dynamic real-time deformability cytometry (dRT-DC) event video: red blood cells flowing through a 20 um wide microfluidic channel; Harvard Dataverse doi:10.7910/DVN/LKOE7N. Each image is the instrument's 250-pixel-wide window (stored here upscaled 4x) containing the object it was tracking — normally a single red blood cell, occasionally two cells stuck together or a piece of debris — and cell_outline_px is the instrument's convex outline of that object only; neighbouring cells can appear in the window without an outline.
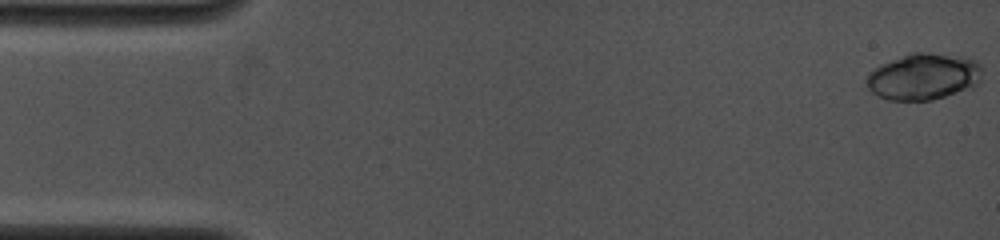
{"species": "common noctule bat (a hibernating species)", "species_latin": "Nyctalus noctula", "temperature_condition": "cold", "stored_images_in_passage": 5, "camera_frame_rate_fps": 4000, "um_per_image_px": 0.085, "animal": {"sex": "female", "body_mass_g": 19.0, "forearm_length_mm": 53.3}, "frame": {"image": 1, "passage_image": 1, "time_ms": 0.0, "image_size_px": [1000, 240], "cell_outline_px": [[980, 80], [972, 88], [932, 100], [888, 100], [872, 92], [868, 88], [864, 80], [868, 72], [872, 68], [880, 64], [912, 52], [924, 52], [964, 56], [980, 60]], "centroid_in_image_um": [78.48, 6.5], "position_along_channel_um": 6.5, "area_um2": 31.67}}
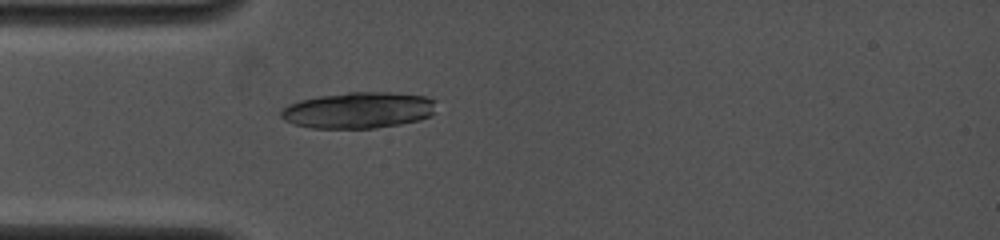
{"frame": {"image": 2, "passage_image": 5, "time_ms": 4.25, "image_size_px": [1000, 240], "cell_outline_px": [[436, 100], [432, 116], [420, 120], [400, 124], [376, 128], [312, 128], [292, 124], [284, 120], [280, 116], [280, 112], [288, 104], [300, 100], [320, 96], [348, 92], [392, 92], [424, 96]], "centroid_in_image_um": [30.48, 9.37], "position_along_channel_um": 54.5, "area_um2": 32.95}}